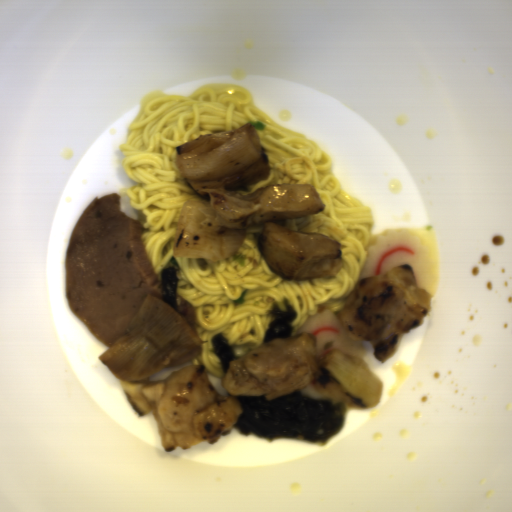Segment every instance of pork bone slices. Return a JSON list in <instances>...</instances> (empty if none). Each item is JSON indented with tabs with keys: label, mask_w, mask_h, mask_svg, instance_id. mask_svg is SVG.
<instances>
[{
	"label": "pork bone slices",
	"mask_w": 512,
	"mask_h": 512,
	"mask_svg": "<svg viewBox=\"0 0 512 512\" xmlns=\"http://www.w3.org/2000/svg\"><path fill=\"white\" fill-rule=\"evenodd\" d=\"M176 313H178L196 333L195 305L183 298L178 293L176 299Z\"/></svg>",
	"instance_id": "2"
},
{
	"label": "pork bone slices",
	"mask_w": 512,
	"mask_h": 512,
	"mask_svg": "<svg viewBox=\"0 0 512 512\" xmlns=\"http://www.w3.org/2000/svg\"><path fill=\"white\" fill-rule=\"evenodd\" d=\"M72 312L110 348L124 337L147 295L162 300L160 280L143 244L141 221L122 196H97L76 219L65 258Z\"/></svg>",
	"instance_id": "1"
}]
</instances>
